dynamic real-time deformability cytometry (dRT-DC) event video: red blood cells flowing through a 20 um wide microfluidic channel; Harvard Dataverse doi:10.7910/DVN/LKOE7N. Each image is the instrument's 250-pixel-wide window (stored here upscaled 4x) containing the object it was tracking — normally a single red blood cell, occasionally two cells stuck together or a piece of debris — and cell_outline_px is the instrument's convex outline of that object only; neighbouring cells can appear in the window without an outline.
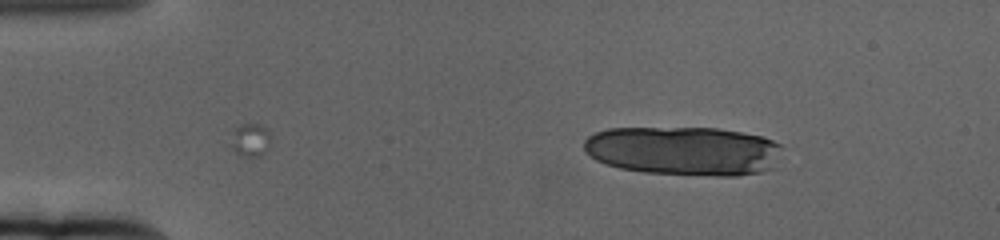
{"species": "human", "species_latin": "Homo sapiens", "temperature_condition": "cold", "stored_images_in_passage": 13, "camera_frame_rate_fps": 3000, "um_per_image_px": 0.085, "donor": {"sex": "female"}, "frame": {"image": 1, "passage_image": 1, "time_ms": 0.0, "image_size_px": [1000, 240], "cell_outline_px": [[784, 148], [776, 168], [760, 172], [736, 176], [716, 176], [644, 172], [620, 168], [596, 160], [584, 152], [584, 140], [588, 136], [596, 132], [608, 128], [716, 128], [764, 136], [780, 144]], "centroid_in_image_um": [58.18, 12.82], "position_along_channel_um": 26.8, "area_um2": 57.28}}